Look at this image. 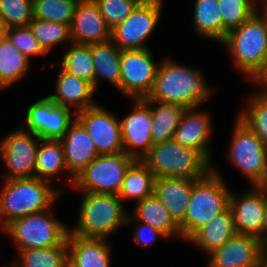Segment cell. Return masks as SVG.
<instances>
[{
    "label": "cell",
    "mask_w": 267,
    "mask_h": 267,
    "mask_svg": "<svg viewBox=\"0 0 267 267\" xmlns=\"http://www.w3.org/2000/svg\"><path fill=\"white\" fill-rule=\"evenodd\" d=\"M198 69L165 59L157 69L153 86L146 98L161 103L197 108L211 96L212 90Z\"/></svg>",
    "instance_id": "obj_1"
},
{
    "label": "cell",
    "mask_w": 267,
    "mask_h": 267,
    "mask_svg": "<svg viewBox=\"0 0 267 267\" xmlns=\"http://www.w3.org/2000/svg\"><path fill=\"white\" fill-rule=\"evenodd\" d=\"M49 181L36 177L5 179L0 191V228L13 220L52 208L61 194Z\"/></svg>",
    "instance_id": "obj_2"
},
{
    "label": "cell",
    "mask_w": 267,
    "mask_h": 267,
    "mask_svg": "<svg viewBox=\"0 0 267 267\" xmlns=\"http://www.w3.org/2000/svg\"><path fill=\"white\" fill-rule=\"evenodd\" d=\"M223 181L214 168L204 177L193 179L185 218L179 224L182 238L187 240L196 230L229 208L231 191Z\"/></svg>",
    "instance_id": "obj_3"
},
{
    "label": "cell",
    "mask_w": 267,
    "mask_h": 267,
    "mask_svg": "<svg viewBox=\"0 0 267 267\" xmlns=\"http://www.w3.org/2000/svg\"><path fill=\"white\" fill-rule=\"evenodd\" d=\"M221 44L228 47L237 68L252 81L267 63V16L257 11L228 32Z\"/></svg>",
    "instance_id": "obj_4"
},
{
    "label": "cell",
    "mask_w": 267,
    "mask_h": 267,
    "mask_svg": "<svg viewBox=\"0 0 267 267\" xmlns=\"http://www.w3.org/2000/svg\"><path fill=\"white\" fill-rule=\"evenodd\" d=\"M79 214L78 225L69 234L94 239L107 238L126 225L128 216L118 195L89 192L83 196Z\"/></svg>",
    "instance_id": "obj_5"
},
{
    "label": "cell",
    "mask_w": 267,
    "mask_h": 267,
    "mask_svg": "<svg viewBox=\"0 0 267 267\" xmlns=\"http://www.w3.org/2000/svg\"><path fill=\"white\" fill-rule=\"evenodd\" d=\"M141 161L156 178L186 176L199 179L212 169L211 163L198 150L174 140L153 145Z\"/></svg>",
    "instance_id": "obj_6"
},
{
    "label": "cell",
    "mask_w": 267,
    "mask_h": 267,
    "mask_svg": "<svg viewBox=\"0 0 267 267\" xmlns=\"http://www.w3.org/2000/svg\"><path fill=\"white\" fill-rule=\"evenodd\" d=\"M136 161L125 152L98 155L74 177L78 191L118 195L127 170Z\"/></svg>",
    "instance_id": "obj_7"
},
{
    "label": "cell",
    "mask_w": 267,
    "mask_h": 267,
    "mask_svg": "<svg viewBox=\"0 0 267 267\" xmlns=\"http://www.w3.org/2000/svg\"><path fill=\"white\" fill-rule=\"evenodd\" d=\"M51 209L10 222L3 231L17 244L18 250L61 245L69 233L65 223L52 217Z\"/></svg>",
    "instance_id": "obj_8"
},
{
    "label": "cell",
    "mask_w": 267,
    "mask_h": 267,
    "mask_svg": "<svg viewBox=\"0 0 267 267\" xmlns=\"http://www.w3.org/2000/svg\"><path fill=\"white\" fill-rule=\"evenodd\" d=\"M236 120L229 160L255 186L267 168V146L239 118Z\"/></svg>",
    "instance_id": "obj_9"
},
{
    "label": "cell",
    "mask_w": 267,
    "mask_h": 267,
    "mask_svg": "<svg viewBox=\"0 0 267 267\" xmlns=\"http://www.w3.org/2000/svg\"><path fill=\"white\" fill-rule=\"evenodd\" d=\"M158 66L148 48L121 50L120 92L133 100L146 98L152 89Z\"/></svg>",
    "instance_id": "obj_10"
},
{
    "label": "cell",
    "mask_w": 267,
    "mask_h": 267,
    "mask_svg": "<svg viewBox=\"0 0 267 267\" xmlns=\"http://www.w3.org/2000/svg\"><path fill=\"white\" fill-rule=\"evenodd\" d=\"M160 3H139L131 14L111 30L112 42L121 50L147 49L146 39L161 16Z\"/></svg>",
    "instance_id": "obj_11"
},
{
    "label": "cell",
    "mask_w": 267,
    "mask_h": 267,
    "mask_svg": "<svg viewBox=\"0 0 267 267\" xmlns=\"http://www.w3.org/2000/svg\"><path fill=\"white\" fill-rule=\"evenodd\" d=\"M74 114L92 138L99 155L124 152L120 122L115 114L98 104Z\"/></svg>",
    "instance_id": "obj_12"
},
{
    "label": "cell",
    "mask_w": 267,
    "mask_h": 267,
    "mask_svg": "<svg viewBox=\"0 0 267 267\" xmlns=\"http://www.w3.org/2000/svg\"><path fill=\"white\" fill-rule=\"evenodd\" d=\"M19 128L0 143V156L8 169L5 179L34 177L40 138Z\"/></svg>",
    "instance_id": "obj_13"
},
{
    "label": "cell",
    "mask_w": 267,
    "mask_h": 267,
    "mask_svg": "<svg viewBox=\"0 0 267 267\" xmlns=\"http://www.w3.org/2000/svg\"><path fill=\"white\" fill-rule=\"evenodd\" d=\"M71 117L70 108L56 104L47 96L28 108L24 120L27 130L40 139L60 140L75 120Z\"/></svg>",
    "instance_id": "obj_14"
},
{
    "label": "cell",
    "mask_w": 267,
    "mask_h": 267,
    "mask_svg": "<svg viewBox=\"0 0 267 267\" xmlns=\"http://www.w3.org/2000/svg\"><path fill=\"white\" fill-rule=\"evenodd\" d=\"M133 102L135 103L133 104V111L119 120L123 149L127 155L134 157L136 160H142L153 146L151 111L142 99Z\"/></svg>",
    "instance_id": "obj_15"
},
{
    "label": "cell",
    "mask_w": 267,
    "mask_h": 267,
    "mask_svg": "<svg viewBox=\"0 0 267 267\" xmlns=\"http://www.w3.org/2000/svg\"><path fill=\"white\" fill-rule=\"evenodd\" d=\"M209 267H260L263 262L262 240L236 234L210 254Z\"/></svg>",
    "instance_id": "obj_16"
},
{
    "label": "cell",
    "mask_w": 267,
    "mask_h": 267,
    "mask_svg": "<svg viewBox=\"0 0 267 267\" xmlns=\"http://www.w3.org/2000/svg\"><path fill=\"white\" fill-rule=\"evenodd\" d=\"M239 196L230 195L229 208L233 213L237 234L255 236L263 240L267 196L256 186Z\"/></svg>",
    "instance_id": "obj_17"
},
{
    "label": "cell",
    "mask_w": 267,
    "mask_h": 267,
    "mask_svg": "<svg viewBox=\"0 0 267 267\" xmlns=\"http://www.w3.org/2000/svg\"><path fill=\"white\" fill-rule=\"evenodd\" d=\"M73 43L95 44L111 39V29L95 0H80L70 24Z\"/></svg>",
    "instance_id": "obj_18"
},
{
    "label": "cell",
    "mask_w": 267,
    "mask_h": 267,
    "mask_svg": "<svg viewBox=\"0 0 267 267\" xmlns=\"http://www.w3.org/2000/svg\"><path fill=\"white\" fill-rule=\"evenodd\" d=\"M60 142L68 172L72 174L69 182L73 186L74 177L99 154L92 138L76 119L69 125Z\"/></svg>",
    "instance_id": "obj_19"
},
{
    "label": "cell",
    "mask_w": 267,
    "mask_h": 267,
    "mask_svg": "<svg viewBox=\"0 0 267 267\" xmlns=\"http://www.w3.org/2000/svg\"><path fill=\"white\" fill-rule=\"evenodd\" d=\"M208 113L197 111L196 108H186L180 123L174 133L173 140L183 146L198 150L210 163L211 151L208 139L211 133V123Z\"/></svg>",
    "instance_id": "obj_20"
},
{
    "label": "cell",
    "mask_w": 267,
    "mask_h": 267,
    "mask_svg": "<svg viewBox=\"0 0 267 267\" xmlns=\"http://www.w3.org/2000/svg\"><path fill=\"white\" fill-rule=\"evenodd\" d=\"M192 190L193 179L186 176L159 177L154 183V194L178 225L185 218Z\"/></svg>",
    "instance_id": "obj_21"
},
{
    "label": "cell",
    "mask_w": 267,
    "mask_h": 267,
    "mask_svg": "<svg viewBox=\"0 0 267 267\" xmlns=\"http://www.w3.org/2000/svg\"><path fill=\"white\" fill-rule=\"evenodd\" d=\"M106 239L67 235L70 267H110V247Z\"/></svg>",
    "instance_id": "obj_22"
},
{
    "label": "cell",
    "mask_w": 267,
    "mask_h": 267,
    "mask_svg": "<svg viewBox=\"0 0 267 267\" xmlns=\"http://www.w3.org/2000/svg\"><path fill=\"white\" fill-rule=\"evenodd\" d=\"M57 76L56 91L48 96L56 104L67 108L72 105L76 107L75 112L96 105L90 101L96 91L87 80L70 75L62 68Z\"/></svg>",
    "instance_id": "obj_23"
},
{
    "label": "cell",
    "mask_w": 267,
    "mask_h": 267,
    "mask_svg": "<svg viewBox=\"0 0 267 267\" xmlns=\"http://www.w3.org/2000/svg\"><path fill=\"white\" fill-rule=\"evenodd\" d=\"M237 234L233 213L230 208L213 218L208 224L196 230L188 241L196 244L207 254L221 247Z\"/></svg>",
    "instance_id": "obj_24"
},
{
    "label": "cell",
    "mask_w": 267,
    "mask_h": 267,
    "mask_svg": "<svg viewBox=\"0 0 267 267\" xmlns=\"http://www.w3.org/2000/svg\"><path fill=\"white\" fill-rule=\"evenodd\" d=\"M136 203L134 217L129 214L126 224L133 221L143 222L162 232L166 238L175 233H178V236H182L179 225L155 194L145 197Z\"/></svg>",
    "instance_id": "obj_25"
},
{
    "label": "cell",
    "mask_w": 267,
    "mask_h": 267,
    "mask_svg": "<svg viewBox=\"0 0 267 267\" xmlns=\"http://www.w3.org/2000/svg\"><path fill=\"white\" fill-rule=\"evenodd\" d=\"M143 101L150 107L151 111L153 145L173 140L174 133L186 108L182 105L161 103L155 100Z\"/></svg>",
    "instance_id": "obj_26"
},
{
    "label": "cell",
    "mask_w": 267,
    "mask_h": 267,
    "mask_svg": "<svg viewBox=\"0 0 267 267\" xmlns=\"http://www.w3.org/2000/svg\"><path fill=\"white\" fill-rule=\"evenodd\" d=\"M91 57L95 69V86H99V78L107 79L114 87L120 91V57L119 49L112 40L91 44ZM101 76V77H99Z\"/></svg>",
    "instance_id": "obj_27"
},
{
    "label": "cell",
    "mask_w": 267,
    "mask_h": 267,
    "mask_svg": "<svg viewBox=\"0 0 267 267\" xmlns=\"http://www.w3.org/2000/svg\"><path fill=\"white\" fill-rule=\"evenodd\" d=\"M68 171L60 140L41 139L37 149L34 177L50 181L59 173Z\"/></svg>",
    "instance_id": "obj_28"
},
{
    "label": "cell",
    "mask_w": 267,
    "mask_h": 267,
    "mask_svg": "<svg viewBox=\"0 0 267 267\" xmlns=\"http://www.w3.org/2000/svg\"><path fill=\"white\" fill-rule=\"evenodd\" d=\"M155 175L141 161L136 160L127 170L118 196L122 199H136L137 202L154 194Z\"/></svg>",
    "instance_id": "obj_29"
},
{
    "label": "cell",
    "mask_w": 267,
    "mask_h": 267,
    "mask_svg": "<svg viewBox=\"0 0 267 267\" xmlns=\"http://www.w3.org/2000/svg\"><path fill=\"white\" fill-rule=\"evenodd\" d=\"M30 60L7 37L0 41V89L7 88L22 79Z\"/></svg>",
    "instance_id": "obj_30"
},
{
    "label": "cell",
    "mask_w": 267,
    "mask_h": 267,
    "mask_svg": "<svg viewBox=\"0 0 267 267\" xmlns=\"http://www.w3.org/2000/svg\"><path fill=\"white\" fill-rule=\"evenodd\" d=\"M194 26L198 34L222 43V18L218 0H195Z\"/></svg>",
    "instance_id": "obj_31"
},
{
    "label": "cell",
    "mask_w": 267,
    "mask_h": 267,
    "mask_svg": "<svg viewBox=\"0 0 267 267\" xmlns=\"http://www.w3.org/2000/svg\"><path fill=\"white\" fill-rule=\"evenodd\" d=\"M20 261L11 267H66L68 265L67 239L58 246L18 250Z\"/></svg>",
    "instance_id": "obj_32"
},
{
    "label": "cell",
    "mask_w": 267,
    "mask_h": 267,
    "mask_svg": "<svg viewBox=\"0 0 267 267\" xmlns=\"http://www.w3.org/2000/svg\"><path fill=\"white\" fill-rule=\"evenodd\" d=\"M62 56L61 68L70 75L87 80L95 86V69L91 57V44L71 43Z\"/></svg>",
    "instance_id": "obj_33"
},
{
    "label": "cell",
    "mask_w": 267,
    "mask_h": 267,
    "mask_svg": "<svg viewBox=\"0 0 267 267\" xmlns=\"http://www.w3.org/2000/svg\"><path fill=\"white\" fill-rule=\"evenodd\" d=\"M43 50L48 54L53 46L72 41L70 24L33 18L28 25Z\"/></svg>",
    "instance_id": "obj_34"
},
{
    "label": "cell",
    "mask_w": 267,
    "mask_h": 267,
    "mask_svg": "<svg viewBox=\"0 0 267 267\" xmlns=\"http://www.w3.org/2000/svg\"><path fill=\"white\" fill-rule=\"evenodd\" d=\"M222 18V42L228 32L238 28L256 12L254 0H218Z\"/></svg>",
    "instance_id": "obj_35"
},
{
    "label": "cell",
    "mask_w": 267,
    "mask_h": 267,
    "mask_svg": "<svg viewBox=\"0 0 267 267\" xmlns=\"http://www.w3.org/2000/svg\"><path fill=\"white\" fill-rule=\"evenodd\" d=\"M80 0H33L34 18L71 24Z\"/></svg>",
    "instance_id": "obj_36"
},
{
    "label": "cell",
    "mask_w": 267,
    "mask_h": 267,
    "mask_svg": "<svg viewBox=\"0 0 267 267\" xmlns=\"http://www.w3.org/2000/svg\"><path fill=\"white\" fill-rule=\"evenodd\" d=\"M247 103L246 111L240 113L239 119L267 146V95L258 92Z\"/></svg>",
    "instance_id": "obj_37"
},
{
    "label": "cell",
    "mask_w": 267,
    "mask_h": 267,
    "mask_svg": "<svg viewBox=\"0 0 267 267\" xmlns=\"http://www.w3.org/2000/svg\"><path fill=\"white\" fill-rule=\"evenodd\" d=\"M0 15L8 28L26 27L34 18L33 0H0Z\"/></svg>",
    "instance_id": "obj_38"
},
{
    "label": "cell",
    "mask_w": 267,
    "mask_h": 267,
    "mask_svg": "<svg viewBox=\"0 0 267 267\" xmlns=\"http://www.w3.org/2000/svg\"><path fill=\"white\" fill-rule=\"evenodd\" d=\"M95 2L111 30L123 22L140 3L138 0H95Z\"/></svg>",
    "instance_id": "obj_39"
},
{
    "label": "cell",
    "mask_w": 267,
    "mask_h": 267,
    "mask_svg": "<svg viewBox=\"0 0 267 267\" xmlns=\"http://www.w3.org/2000/svg\"><path fill=\"white\" fill-rule=\"evenodd\" d=\"M6 37L29 60L31 56L47 54L34 37L29 26L8 28Z\"/></svg>",
    "instance_id": "obj_40"
},
{
    "label": "cell",
    "mask_w": 267,
    "mask_h": 267,
    "mask_svg": "<svg viewBox=\"0 0 267 267\" xmlns=\"http://www.w3.org/2000/svg\"><path fill=\"white\" fill-rule=\"evenodd\" d=\"M134 232V240L142 246H149L150 244H153L159 237L166 239V236L162 232L143 222L137 225Z\"/></svg>",
    "instance_id": "obj_41"
},
{
    "label": "cell",
    "mask_w": 267,
    "mask_h": 267,
    "mask_svg": "<svg viewBox=\"0 0 267 267\" xmlns=\"http://www.w3.org/2000/svg\"><path fill=\"white\" fill-rule=\"evenodd\" d=\"M252 82L265 86L266 90L263 89L264 91H262L261 94L267 95V63L263 69L252 79Z\"/></svg>",
    "instance_id": "obj_42"
},
{
    "label": "cell",
    "mask_w": 267,
    "mask_h": 267,
    "mask_svg": "<svg viewBox=\"0 0 267 267\" xmlns=\"http://www.w3.org/2000/svg\"><path fill=\"white\" fill-rule=\"evenodd\" d=\"M255 186L267 196V168L265 169L262 178Z\"/></svg>",
    "instance_id": "obj_43"
},
{
    "label": "cell",
    "mask_w": 267,
    "mask_h": 267,
    "mask_svg": "<svg viewBox=\"0 0 267 267\" xmlns=\"http://www.w3.org/2000/svg\"><path fill=\"white\" fill-rule=\"evenodd\" d=\"M8 26L0 15V41L7 36Z\"/></svg>",
    "instance_id": "obj_44"
},
{
    "label": "cell",
    "mask_w": 267,
    "mask_h": 267,
    "mask_svg": "<svg viewBox=\"0 0 267 267\" xmlns=\"http://www.w3.org/2000/svg\"><path fill=\"white\" fill-rule=\"evenodd\" d=\"M263 260L267 261V236L262 240Z\"/></svg>",
    "instance_id": "obj_45"
},
{
    "label": "cell",
    "mask_w": 267,
    "mask_h": 267,
    "mask_svg": "<svg viewBox=\"0 0 267 267\" xmlns=\"http://www.w3.org/2000/svg\"><path fill=\"white\" fill-rule=\"evenodd\" d=\"M267 236V201L265 208L264 227H263V239Z\"/></svg>",
    "instance_id": "obj_46"
},
{
    "label": "cell",
    "mask_w": 267,
    "mask_h": 267,
    "mask_svg": "<svg viewBox=\"0 0 267 267\" xmlns=\"http://www.w3.org/2000/svg\"><path fill=\"white\" fill-rule=\"evenodd\" d=\"M140 3H160L162 4V0H138Z\"/></svg>",
    "instance_id": "obj_47"
},
{
    "label": "cell",
    "mask_w": 267,
    "mask_h": 267,
    "mask_svg": "<svg viewBox=\"0 0 267 267\" xmlns=\"http://www.w3.org/2000/svg\"><path fill=\"white\" fill-rule=\"evenodd\" d=\"M264 4H265L264 6L262 5V8L264 7L262 12L264 11V14L267 16V0H266V2Z\"/></svg>",
    "instance_id": "obj_48"
},
{
    "label": "cell",
    "mask_w": 267,
    "mask_h": 267,
    "mask_svg": "<svg viewBox=\"0 0 267 267\" xmlns=\"http://www.w3.org/2000/svg\"><path fill=\"white\" fill-rule=\"evenodd\" d=\"M260 267H267V261L263 260V262H262Z\"/></svg>",
    "instance_id": "obj_49"
}]
</instances>
